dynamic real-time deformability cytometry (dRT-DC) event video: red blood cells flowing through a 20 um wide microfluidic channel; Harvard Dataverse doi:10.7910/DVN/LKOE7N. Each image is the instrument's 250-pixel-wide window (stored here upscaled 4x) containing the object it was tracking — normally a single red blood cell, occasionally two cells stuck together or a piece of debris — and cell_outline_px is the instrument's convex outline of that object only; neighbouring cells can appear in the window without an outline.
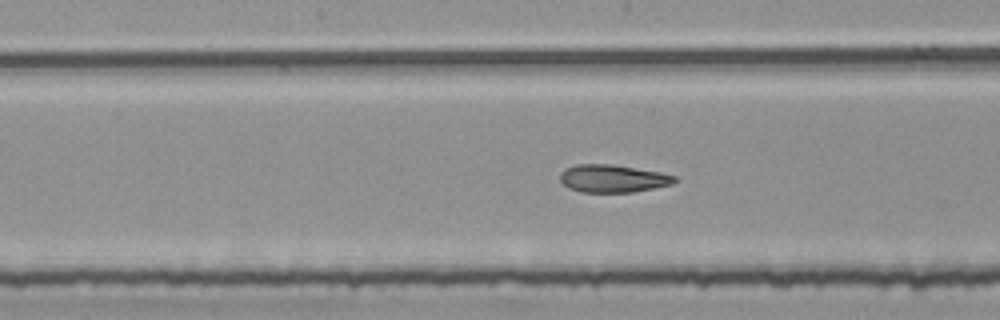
{"species": "common noctule bat (a hibernating species)", "species_latin": "Nyctalus noctula", "temperature_condition": "room temperature", "stored_images_in_passage": 54, "segment_of_instrument_passage": [2, 2], "camera_frame_rate_fps": 3000, "um_per_image_px": 0.085, "animal": {"sex": "female", "body_mass_g": 25.1}, "frame": {"image": 1, "passage_image": 28, "time_ms": 9.0, "image_size_px": [1000, 320], "cell_outline_px": [[676, 180], [672, 184], [632, 192], [580, 192], [568, 188], [560, 180], [560, 172], [564, 168], [576, 164], [608, 164], [660, 172], [676, 176]], "centroid_in_image_um": [52.03, 15.17], "position_along_channel_um": 196.2, "area_um2": 18.38}}
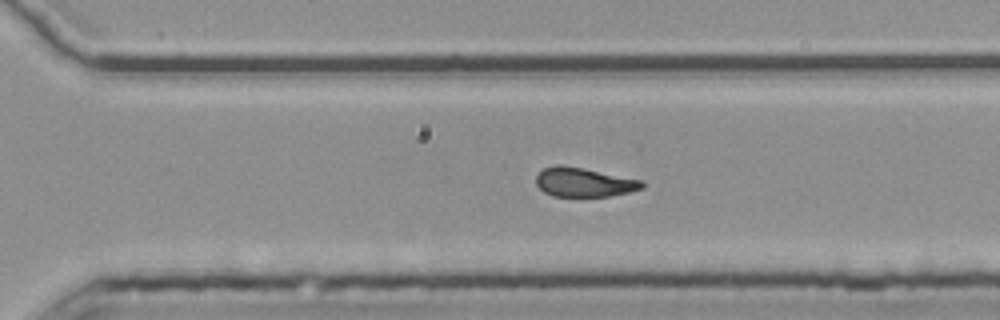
{"frame": {"image": 2, "passage_image": 38, "time_ms": 12.333, "image_size_px": [1000, 320], "cell_outline_px": [[644, 188], [628, 192], [608, 196], [552, 196], [544, 192], [536, 184], [536, 176], [544, 168], [556, 164], [560, 164], [584, 168], [640, 180], [644, 184]], "centroid_in_image_um": [49.6, 15.48], "position_along_channel_um": 321.0, "area_um2": 17.86}}
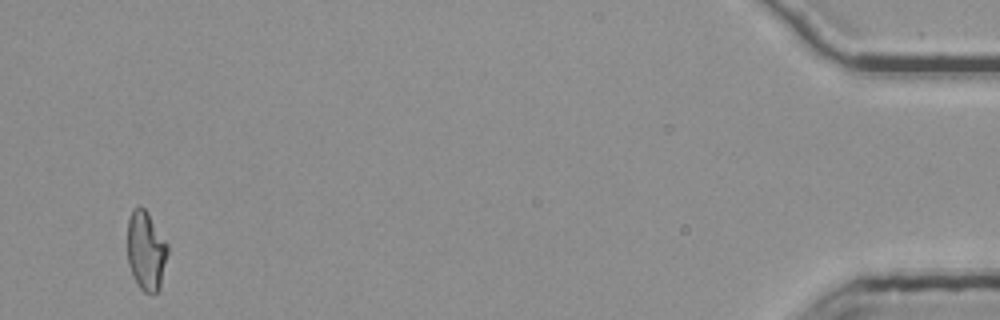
{"frame": {"image": 3, "passage_image": 53, "time_ms": 17.333, "image_size_px": [1000, 320], "cell_outline_px": [[168, 252], [160, 288], [156, 292], [144, 292], [140, 288], [132, 276], [128, 264], [128, 220], [132, 208], [136, 204], [140, 204], [148, 212], [168, 244]], "centroid_in_image_um": [12.41, 21.27], "position_along_channel_um": 422.8, "area_um2": 18.79}}